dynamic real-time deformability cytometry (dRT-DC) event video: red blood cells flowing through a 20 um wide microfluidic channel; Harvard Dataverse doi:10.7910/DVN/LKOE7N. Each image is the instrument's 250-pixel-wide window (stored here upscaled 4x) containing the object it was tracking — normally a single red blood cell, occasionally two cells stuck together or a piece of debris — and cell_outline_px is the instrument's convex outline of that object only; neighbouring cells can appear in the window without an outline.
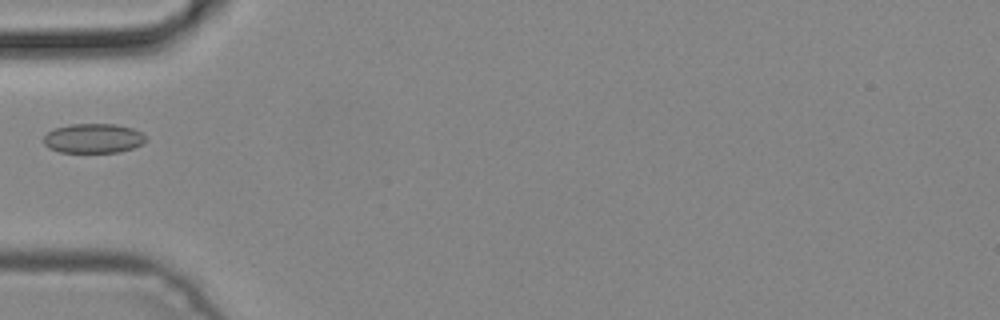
{"species": "common noctule bat (a hibernating species)", "species_latin": "Nyctalus noctula", "temperature_condition": "cold", "stored_images_in_passage": 3, "camera_frame_rate_fps": 3000, "um_per_image_px": 0.085, "animal": {"sex": "male", "body_mass_g": 19.2, "forearm_length_mm": 51.8}, "frame": {"image": 1, "passage_image": 2, "time_ms": 0.333, "image_size_px": [1000, 320], "cell_outline_px": [[144, 140], [140, 144], [132, 148], [120, 152], [60, 152], [48, 148], [44, 144], [44, 136], [48, 132], [56, 128], [72, 124], [116, 124], [132, 128], [140, 132], [144, 136]], "centroid_in_image_um": [7.9, 11.76], "position_along_channel_um": 77.1, "area_um2": 17.34}}
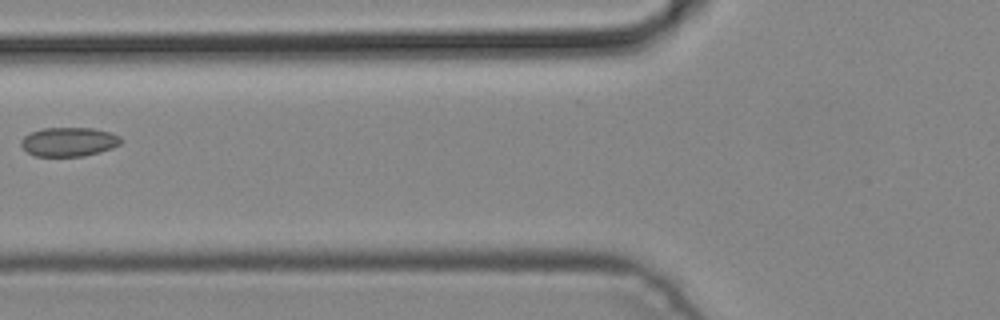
{"frame": {"image": 2, "passage_image": 3, "time_ms": 0.667, "image_size_px": [1000, 320], "cell_outline_px": [[124, 140], [120, 144], [112, 148], [100, 152], [84, 156], [36, 156], [28, 152], [20, 144], [20, 140], [24, 136], [32, 132], [44, 128], [92, 128], [112, 132], [120, 136]], "centroid_in_image_um": [5.89, 12.05], "position_along_channel_um": 119.9, "area_um2": 16.99}}